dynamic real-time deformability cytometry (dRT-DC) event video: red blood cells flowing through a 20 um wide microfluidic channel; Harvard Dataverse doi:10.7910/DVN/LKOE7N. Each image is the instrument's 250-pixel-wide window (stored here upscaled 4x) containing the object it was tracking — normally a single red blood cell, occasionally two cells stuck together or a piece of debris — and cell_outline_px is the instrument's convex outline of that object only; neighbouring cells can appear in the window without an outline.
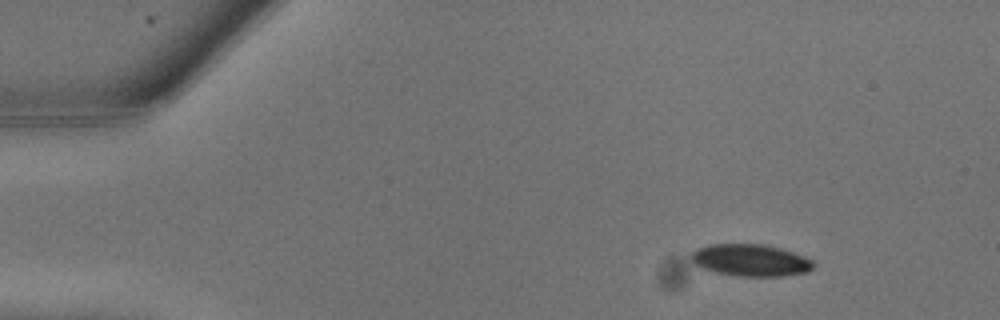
{"species": "common noctule bat (a hibernating species)", "species_latin": "Nyctalus noctula", "temperature_condition": "warm", "stored_images_in_passage": 10, "camera_frame_rate_fps": 3000, "um_per_image_px": 0.085, "animal": {"sex": "male", "body_mass_g": 13.3}, "frame": {"image": 1, "passage_image": 1, "time_ms": 0.0, "image_size_px": [1000, 320], "cell_outline_px": [[816, 264], [808, 272], [780, 276], [740, 276], [716, 272], [704, 268], [696, 264], [688, 256], [696, 248], [708, 244], [764, 244], [780, 248], [804, 256], [812, 260]], "centroid_in_image_um": [63.8, 22.11], "position_along_channel_um": 21.2, "area_um2": 22.77}}